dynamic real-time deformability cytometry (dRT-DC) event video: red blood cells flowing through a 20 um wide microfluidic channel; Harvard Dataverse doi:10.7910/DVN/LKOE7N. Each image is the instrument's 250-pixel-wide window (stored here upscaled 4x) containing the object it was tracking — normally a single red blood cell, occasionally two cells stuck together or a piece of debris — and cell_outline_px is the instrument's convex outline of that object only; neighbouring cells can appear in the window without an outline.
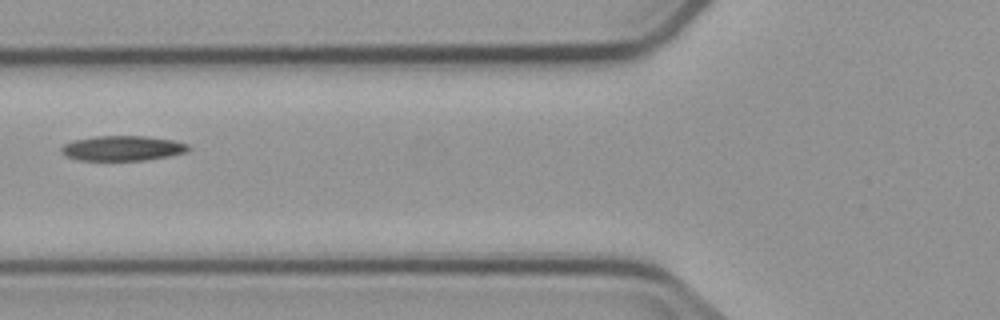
{"species": "common noctule bat (a hibernating species)", "species_latin": "Nyctalus noctula", "temperature_condition": "cold", "stored_images_in_passage": 7, "camera_frame_rate_fps": 3000, "um_per_image_px": 0.085, "animal": {"sex": "male", "body_mass_g": 23.1, "forearm_length_mm": 52.7}, "frame": {"image": 1, "passage_image": 6, "time_ms": 6.0, "image_size_px": [1000, 320], "cell_outline_px": [[192, 148], [188, 152], [168, 156], [144, 160], [76, 160], [64, 156], [60, 152], [60, 148], [64, 144], [72, 140], [96, 136], [144, 136], [172, 140], [188, 144]], "centroid_in_image_um": [10.38, 12.6], "position_along_channel_um": 115.4, "area_um2": 18.67}}
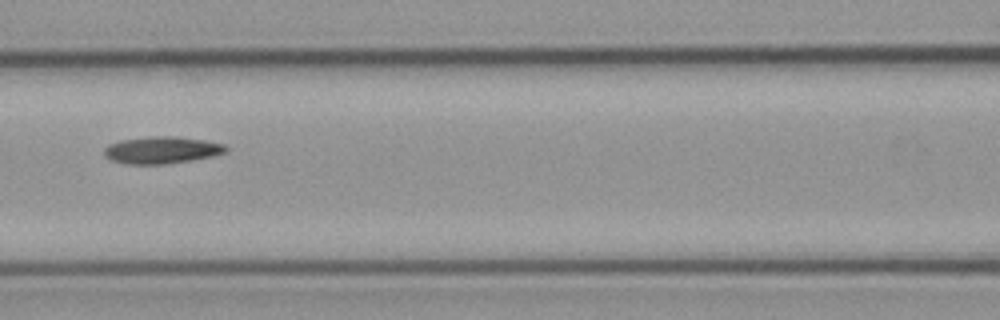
{"frame": {"image": 2, "passage_image": 7, "time_ms": 7.0, "image_size_px": [1000, 320], "cell_outline_px": [[228, 152], [212, 156], [192, 160], [168, 164], [124, 164], [108, 160], [104, 156], [104, 148], [108, 144], [120, 140], [148, 136], [176, 136], [204, 140], [224, 144], [228, 148]], "centroid_in_image_um": [13.72, 12.76], "position_along_channel_um": 152.9, "area_um2": 19.54}}